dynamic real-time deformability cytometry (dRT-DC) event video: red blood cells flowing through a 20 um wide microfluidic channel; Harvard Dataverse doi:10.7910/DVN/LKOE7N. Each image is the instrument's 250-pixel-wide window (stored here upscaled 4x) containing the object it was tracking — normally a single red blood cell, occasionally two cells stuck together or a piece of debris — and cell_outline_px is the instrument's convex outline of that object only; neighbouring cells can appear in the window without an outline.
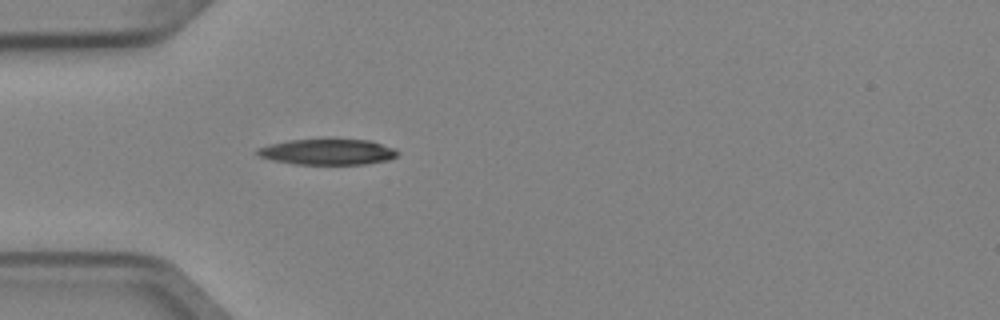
{"species": "Egyptian fruit bat (a non-hibernating species)", "species_latin": "Rousettus aegyptiacus", "temperature_condition": "cold", "stored_images_in_passage": 4, "camera_frame_rate_fps": 3000, "um_per_image_px": 0.085, "animal": {"sex": "female"}, "frame": {"image": 1, "passage_image": 4, "time_ms": 1.0, "image_size_px": [1000, 320], "cell_outline_px": [[400, 152], [396, 156], [388, 160], [364, 164], [296, 164], [272, 160], [260, 156], [252, 152], [256, 148], [268, 144], [292, 140], [372, 140], [396, 148]], "centroid_in_image_um": [27.84, 12.91], "position_along_channel_um": 57.2, "area_um2": 21.1}}